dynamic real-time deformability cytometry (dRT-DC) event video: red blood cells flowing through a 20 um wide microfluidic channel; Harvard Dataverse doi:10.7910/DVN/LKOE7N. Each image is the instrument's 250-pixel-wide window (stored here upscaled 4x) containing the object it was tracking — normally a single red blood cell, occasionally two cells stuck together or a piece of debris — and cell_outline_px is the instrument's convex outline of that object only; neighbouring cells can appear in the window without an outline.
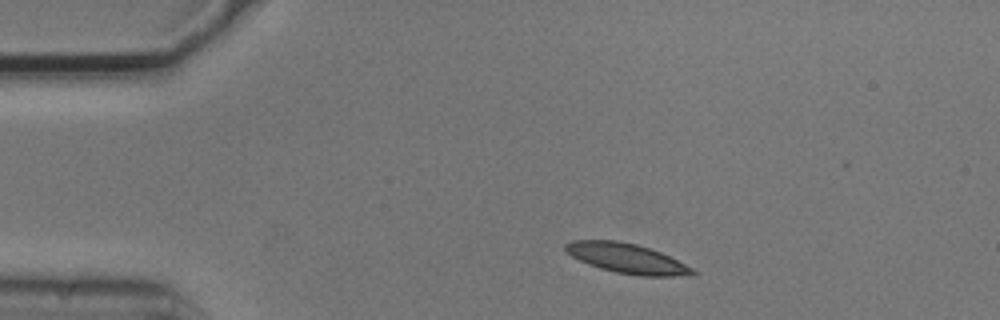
{"species": "common noctule bat (a hibernating species)", "species_latin": "Nyctalus noctula", "temperature_condition": "cold", "stored_images_in_passage": 3, "camera_frame_rate_fps": 3000, "um_per_image_px": 0.085, "animal": {"sex": "male", "body_mass_g": 20.5, "forearm_length_mm": 52.5}, "frame": {"image": 1, "passage_image": 1, "time_ms": 0.0, "image_size_px": [1000, 320], "cell_outline_px": [[696, 276], [640, 276], [616, 272], [600, 268], [588, 264], [572, 256], [564, 248], [564, 244], [572, 240], [616, 240], [636, 244], [660, 252], [692, 268], [696, 272]], "centroid_in_image_um": [53.28, 21.97], "position_along_channel_um": 31.7, "area_um2": 21.91}}
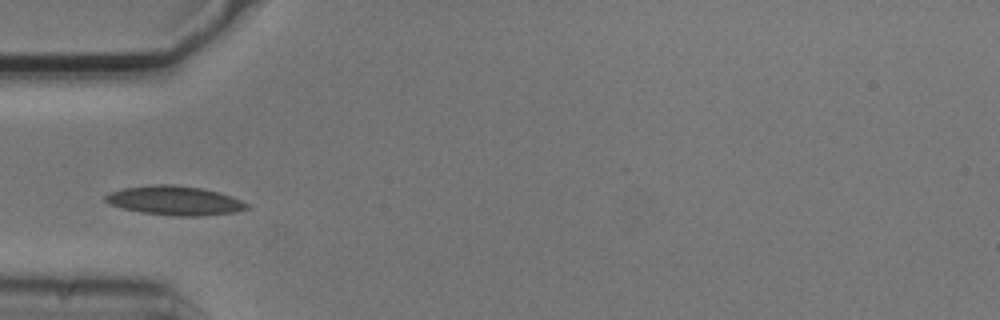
{"frame": {"image": 2, "passage_image": 3, "time_ms": 0.667, "image_size_px": [1000, 320], "cell_outline_px": [[248, 208], [236, 212], [204, 216], [176, 216], [140, 212], [120, 208], [108, 204], [104, 200], [104, 196], [108, 192], [124, 188], [152, 184], [172, 184], [200, 188], [220, 192], [232, 196], [248, 204]], "centroid_in_image_um": [14.81, 17.05], "position_along_channel_um": 70.2, "area_um2": 24.28}}